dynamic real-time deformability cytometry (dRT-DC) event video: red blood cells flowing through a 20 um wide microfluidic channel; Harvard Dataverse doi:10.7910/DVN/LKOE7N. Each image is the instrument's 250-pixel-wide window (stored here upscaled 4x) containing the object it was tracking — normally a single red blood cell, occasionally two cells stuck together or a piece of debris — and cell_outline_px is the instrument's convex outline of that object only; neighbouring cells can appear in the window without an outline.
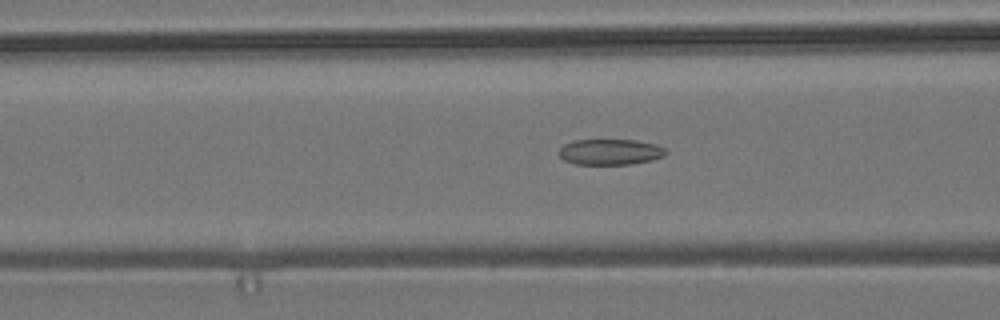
{"species": "common noctule bat (a hibernating species)", "species_latin": "Nyctalus noctula", "temperature_condition": "room temperature", "stored_images_in_passage": 48, "camera_frame_rate_fps": 3000, "um_per_image_px": 0.085, "animal": {"sex": "male", "body_mass_g": 19.2, "forearm_length_mm": 51.8}, "frame": {"image": 1, "passage_image": 14, "time_ms": 4.333, "image_size_px": [1000, 320], "cell_outline_px": [[668, 152], [664, 156], [652, 160], [632, 164], [576, 164], [564, 160], [556, 152], [564, 144], [572, 140], [636, 140], [656, 144], [668, 148]], "centroid_in_image_um": [51.89, 12.91], "position_along_channel_um": 114.7, "area_um2": 16.3}}
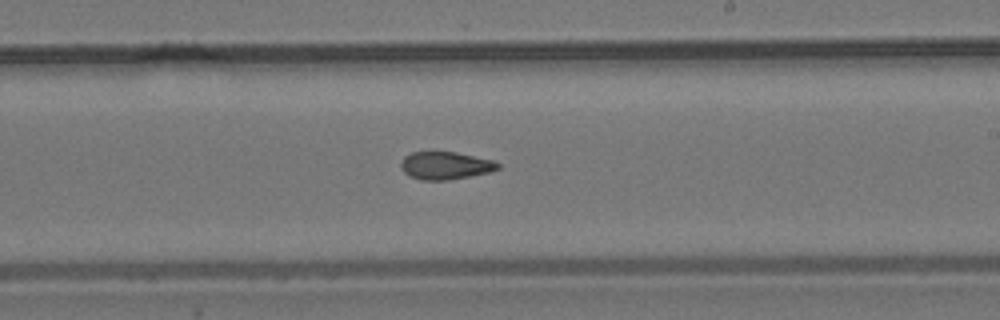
{"frame": {"image": 2, "passage_image": 25, "time_ms": 8.0, "image_size_px": [1000, 320], "cell_outline_px": [[500, 168], [488, 172], [448, 180], [420, 180], [408, 176], [400, 168], [400, 160], [404, 156], [412, 152], [432, 148], [456, 152], [496, 160], [500, 164]], "centroid_in_image_um": [37.8, 14.02], "position_along_channel_um": 251.2, "area_um2": 16.47}}
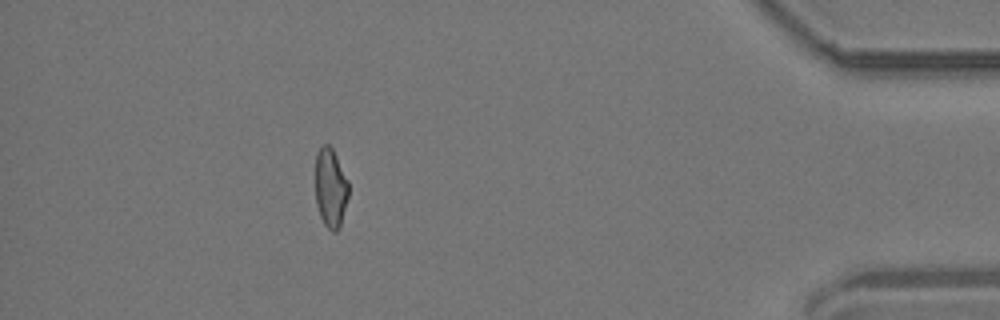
{"frame": {"image": 3, "passage_image": 42, "time_ms": 13.667, "image_size_px": [1000, 320], "cell_outline_px": [[348, 196], [340, 224], [336, 232], [332, 232], [324, 224], [320, 216], [316, 204], [316, 152], [324, 144], [328, 144], [332, 148], [348, 180]], "centroid_in_image_um": [28.09, 15.97], "position_along_channel_um": 407.1, "area_um2": 15.14}, "authors_computed_cell_mechanics": {"area_um2": 16.2996, "velocity_mm_per_s": 3.7238, "shape_relaxation_time_tau1_ms": null, "shape_relaxation_time_tau2_ms": 3.7722, "deformation_change_tau1": null, "deformation_change_tau2": 0.1138}}